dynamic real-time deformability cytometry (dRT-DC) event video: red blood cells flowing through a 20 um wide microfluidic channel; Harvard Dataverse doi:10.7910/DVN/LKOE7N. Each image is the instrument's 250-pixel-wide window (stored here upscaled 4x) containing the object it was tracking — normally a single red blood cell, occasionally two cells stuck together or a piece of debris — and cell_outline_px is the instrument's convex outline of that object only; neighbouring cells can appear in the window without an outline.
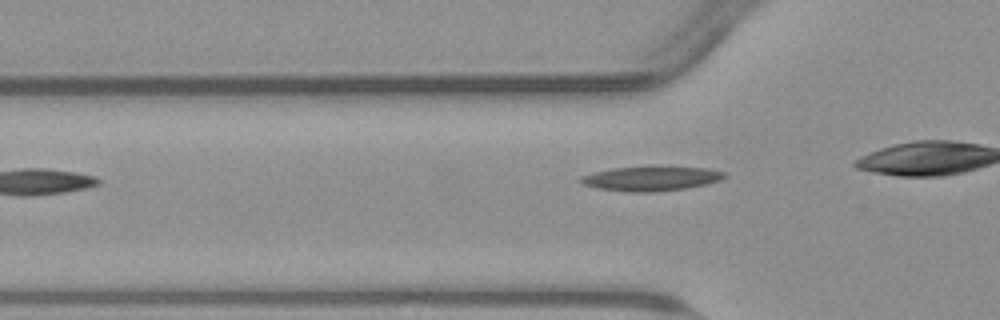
{"species": "common noctule bat (a hibernating species)", "species_latin": "Nyctalus noctula", "temperature_condition": "warm", "stored_images_in_passage": 26, "camera_frame_rate_fps": 3000, "um_per_image_px": 0.085, "animal": {"sex": "male", "body_mass_g": 23.1, "forearm_length_mm": 52.7}, "frame": {"image": 1, "passage_image": 2, "time_ms": 0.333, "image_size_px": [1000, 320], "cell_outline_px": [[728, 176], [720, 180], [704, 184], [684, 188], [656, 192], [628, 192], [596, 188], [584, 184], [576, 180], [580, 176], [612, 168], [708, 168], [724, 172]], "centroid_in_image_um": [55.29, 15.2], "position_along_channel_um": 70.5, "area_um2": 19.94}}
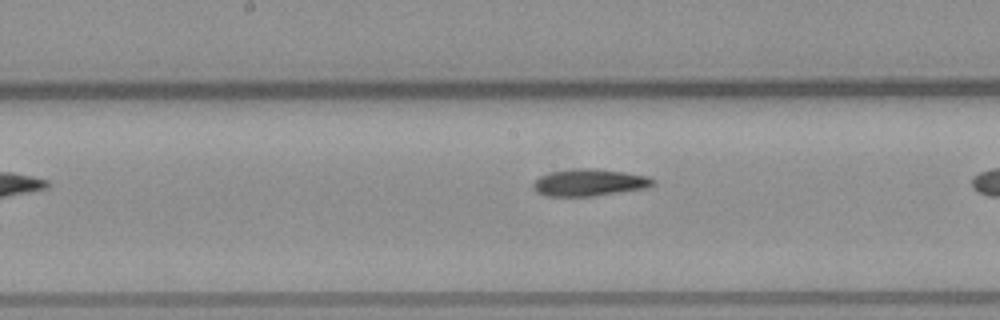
{"frame": {"image": 2, "passage_image": 12, "time_ms": 3.667, "image_size_px": [1000, 320], "cell_outline_px": [[656, 180], [652, 184], [644, 188], [592, 196], [544, 196], [536, 192], [532, 188], [532, 184], [540, 176], [552, 172], [580, 168], [596, 168], [624, 172], [648, 176]], "centroid_in_image_um": [50.05, 15.51], "position_along_channel_um": 198.1, "area_um2": 18.67}}
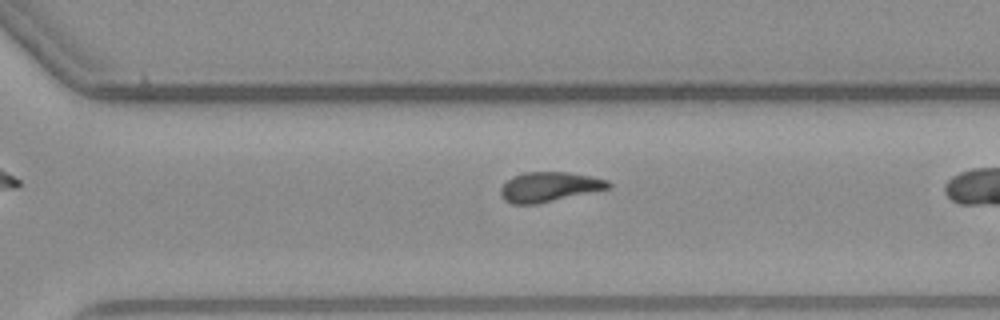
{"frame": {"image": 3, "passage_image": 22, "time_ms": 7.0, "image_size_px": [1000, 320], "cell_outline_px": [[612, 188], [536, 204], [512, 204], [504, 200], [500, 196], [500, 188], [508, 180], [524, 172], [568, 172], [592, 176], [608, 180], [612, 184]], "centroid_in_image_um": [46.72, 15.89], "position_along_channel_um": 323.9, "area_um2": 18.73}}